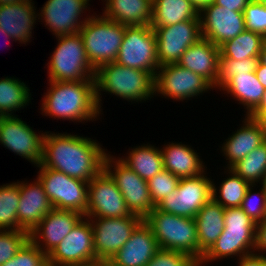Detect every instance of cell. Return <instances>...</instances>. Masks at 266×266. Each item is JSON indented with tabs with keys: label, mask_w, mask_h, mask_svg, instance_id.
<instances>
[{
	"label": "cell",
	"mask_w": 266,
	"mask_h": 266,
	"mask_svg": "<svg viewBox=\"0 0 266 266\" xmlns=\"http://www.w3.org/2000/svg\"><path fill=\"white\" fill-rule=\"evenodd\" d=\"M108 150L88 136L45 131L40 165L90 182L104 169Z\"/></svg>",
	"instance_id": "6da1fadb"
},
{
	"label": "cell",
	"mask_w": 266,
	"mask_h": 266,
	"mask_svg": "<svg viewBox=\"0 0 266 266\" xmlns=\"http://www.w3.org/2000/svg\"><path fill=\"white\" fill-rule=\"evenodd\" d=\"M47 82L49 87L42 95L39 109L42 116L74 124L102 119L96 102L95 80Z\"/></svg>",
	"instance_id": "7a4b0ae2"
},
{
	"label": "cell",
	"mask_w": 266,
	"mask_h": 266,
	"mask_svg": "<svg viewBox=\"0 0 266 266\" xmlns=\"http://www.w3.org/2000/svg\"><path fill=\"white\" fill-rule=\"evenodd\" d=\"M154 84L155 77L148 71L121 66L116 62L104 64L95 71L96 102L99 110L103 114V94L114 95L115 98L131 104L145 103L146 100L149 102L154 98Z\"/></svg>",
	"instance_id": "3957f363"
},
{
	"label": "cell",
	"mask_w": 266,
	"mask_h": 266,
	"mask_svg": "<svg viewBox=\"0 0 266 266\" xmlns=\"http://www.w3.org/2000/svg\"><path fill=\"white\" fill-rule=\"evenodd\" d=\"M255 234L256 223L240 207L225 208L224 230L203 255L199 266H209L214 261L223 262L230 258L238 260L242 256L253 253Z\"/></svg>",
	"instance_id": "277c9868"
},
{
	"label": "cell",
	"mask_w": 266,
	"mask_h": 266,
	"mask_svg": "<svg viewBox=\"0 0 266 266\" xmlns=\"http://www.w3.org/2000/svg\"><path fill=\"white\" fill-rule=\"evenodd\" d=\"M57 44L46 63L47 81L81 82L95 80V69L91 66L83 45L81 34L55 37Z\"/></svg>",
	"instance_id": "5b68a950"
},
{
	"label": "cell",
	"mask_w": 266,
	"mask_h": 266,
	"mask_svg": "<svg viewBox=\"0 0 266 266\" xmlns=\"http://www.w3.org/2000/svg\"><path fill=\"white\" fill-rule=\"evenodd\" d=\"M159 249L186 253L199 262V240L194 218L155 209L144 219Z\"/></svg>",
	"instance_id": "8992f818"
},
{
	"label": "cell",
	"mask_w": 266,
	"mask_h": 266,
	"mask_svg": "<svg viewBox=\"0 0 266 266\" xmlns=\"http://www.w3.org/2000/svg\"><path fill=\"white\" fill-rule=\"evenodd\" d=\"M93 12L83 24L79 33L91 66L115 62L125 33L126 26L106 18L102 13Z\"/></svg>",
	"instance_id": "52a82bcc"
},
{
	"label": "cell",
	"mask_w": 266,
	"mask_h": 266,
	"mask_svg": "<svg viewBox=\"0 0 266 266\" xmlns=\"http://www.w3.org/2000/svg\"><path fill=\"white\" fill-rule=\"evenodd\" d=\"M211 90L214 88L205 78L177 63L160 66L155 76L154 96L173 102L199 99Z\"/></svg>",
	"instance_id": "ba28073f"
},
{
	"label": "cell",
	"mask_w": 266,
	"mask_h": 266,
	"mask_svg": "<svg viewBox=\"0 0 266 266\" xmlns=\"http://www.w3.org/2000/svg\"><path fill=\"white\" fill-rule=\"evenodd\" d=\"M37 177L43 185L52 206L55 209L76 211L85 216L87 208L89 182L70 176L40 164L35 167Z\"/></svg>",
	"instance_id": "9c48e42d"
},
{
	"label": "cell",
	"mask_w": 266,
	"mask_h": 266,
	"mask_svg": "<svg viewBox=\"0 0 266 266\" xmlns=\"http://www.w3.org/2000/svg\"><path fill=\"white\" fill-rule=\"evenodd\" d=\"M110 153L108 152L105 156L104 170L115 181L131 214H135L144 220L155 209L148 182L139 177L117 156Z\"/></svg>",
	"instance_id": "30bf717a"
},
{
	"label": "cell",
	"mask_w": 266,
	"mask_h": 266,
	"mask_svg": "<svg viewBox=\"0 0 266 266\" xmlns=\"http://www.w3.org/2000/svg\"><path fill=\"white\" fill-rule=\"evenodd\" d=\"M115 62L118 65L150 72L154 77L160 67L155 31L151 26H126Z\"/></svg>",
	"instance_id": "8fae6325"
},
{
	"label": "cell",
	"mask_w": 266,
	"mask_h": 266,
	"mask_svg": "<svg viewBox=\"0 0 266 266\" xmlns=\"http://www.w3.org/2000/svg\"><path fill=\"white\" fill-rule=\"evenodd\" d=\"M207 171L201 176L181 178L177 189L155 207L165 213L194 218L212 199V177Z\"/></svg>",
	"instance_id": "7c38bea8"
},
{
	"label": "cell",
	"mask_w": 266,
	"mask_h": 266,
	"mask_svg": "<svg viewBox=\"0 0 266 266\" xmlns=\"http://www.w3.org/2000/svg\"><path fill=\"white\" fill-rule=\"evenodd\" d=\"M90 2L91 0H47L38 10V22H42L54 37L76 34L92 14Z\"/></svg>",
	"instance_id": "4fadbf2b"
},
{
	"label": "cell",
	"mask_w": 266,
	"mask_h": 266,
	"mask_svg": "<svg viewBox=\"0 0 266 266\" xmlns=\"http://www.w3.org/2000/svg\"><path fill=\"white\" fill-rule=\"evenodd\" d=\"M44 135L45 131L37 132L17 114L3 116L0 121V145L34 167L42 161Z\"/></svg>",
	"instance_id": "5bb4252c"
},
{
	"label": "cell",
	"mask_w": 266,
	"mask_h": 266,
	"mask_svg": "<svg viewBox=\"0 0 266 266\" xmlns=\"http://www.w3.org/2000/svg\"><path fill=\"white\" fill-rule=\"evenodd\" d=\"M96 260L109 261L130 238L143 219L135 214L116 218H89Z\"/></svg>",
	"instance_id": "9a60e30c"
},
{
	"label": "cell",
	"mask_w": 266,
	"mask_h": 266,
	"mask_svg": "<svg viewBox=\"0 0 266 266\" xmlns=\"http://www.w3.org/2000/svg\"><path fill=\"white\" fill-rule=\"evenodd\" d=\"M96 261L92 224L82 217L62 241L48 254L50 266H72Z\"/></svg>",
	"instance_id": "2e32d148"
},
{
	"label": "cell",
	"mask_w": 266,
	"mask_h": 266,
	"mask_svg": "<svg viewBox=\"0 0 266 266\" xmlns=\"http://www.w3.org/2000/svg\"><path fill=\"white\" fill-rule=\"evenodd\" d=\"M152 28L155 31L160 66L178 63L187 48L202 38L200 18Z\"/></svg>",
	"instance_id": "e0dca14e"
},
{
	"label": "cell",
	"mask_w": 266,
	"mask_h": 266,
	"mask_svg": "<svg viewBox=\"0 0 266 266\" xmlns=\"http://www.w3.org/2000/svg\"><path fill=\"white\" fill-rule=\"evenodd\" d=\"M131 212L115 181L103 169L88 184L87 218H116L130 216Z\"/></svg>",
	"instance_id": "ac0fdd59"
},
{
	"label": "cell",
	"mask_w": 266,
	"mask_h": 266,
	"mask_svg": "<svg viewBox=\"0 0 266 266\" xmlns=\"http://www.w3.org/2000/svg\"><path fill=\"white\" fill-rule=\"evenodd\" d=\"M199 16L202 38L218 47L245 30L243 12L232 11L214 3L205 8Z\"/></svg>",
	"instance_id": "d6986e66"
},
{
	"label": "cell",
	"mask_w": 266,
	"mask_h": 266,
	"mask_svg": "<svg viewBox=\"0 0 266 266\" xmlns=\"http://www.w3.org/2000/svg\"><path fill=\"white\" fill-rule=\"evenodd\" d=\"M242 116L243 120L238 129L229 134L223 143L220 142L221 145L217 148L222 153L220 155L226 159L223 168H231L266 141L259 121L249 115Z\"/></svg>",
	"instance_id": "ffe728a7"
},
{
	"label": "cell",
	"mask_w": 266,
	"mask_h": 266,
	"mask_svg": "<svg viewBox=\"0 0 266 266\" xmlns=\"http://www.w3.org/2000/svg\"><path fill=\"white\" fill-rule=\"evenodd\" d=\"M82 217L76 211L53 208L31 230L29 239L48 255Z\"/></svg>",
	"instance_id": "44dd1931"
},
{
	"label": "cell",
	"mask_w": 266,
	"mask_h": 266,
	"mask_svg": "<svg viewBox=\"0 0 266 266\" xmlns=\"http://www.w3.org/2000/svg\"><path fill=\"white\" fill-rule=\"evenodd\" d=\"M19 193L18 223L23 230L30 233L54 207L37 177L33 181H19Z\"/></svg>",
	"instance_id": "7402d4cb"
},
{
	"label": "cell",
	"mask_w": 266,
	"mask_h": 266,
	"mask_svg": "<svg viewBox=\"0 0 266 266\" xmlns=\"http://www.w3.org/2000/svg\"><path fill=\"white\" fill-rule=\"evenodd\" d=\"M34 4L33 0H24L17 4L0 5V28L15 42L25 46L35 38L32 33L38 22V10Z\"/></svg>",
	"instance_id": "603a6c76"
},
{
	"label": "cell",
	"mask_w": 266,
	"mask_h": 266,
	"mask_svg": "<svg viewBox=\"0 0 266 266\" xmlns=\"http://www.w3.org/2000/svg\"><path fill=\"white\" fill-rule=\"evenodd\" d=\"M158 250L156 238L143 220L108 263L112 266H145Z\"/></svg>",
	"instance_id": "cb8c5ba5"
},
{
	"label": "cell",
	"mask_w": 266,
	"mask_h": 266,
	"mask_svg": "<svg viewBox=\"0 0 266 266\" xmlns=\"http://www.w3.org/2000/svg\"><path fill=\"white\" fill-rule=\"evenodd\" d=\"M162 146L160 149L162 152L164 169L170 171L178 178L201 176L208 170L202 159V155L197 152L192 145L179 141H171L166 142Z\"/></svg>",
	"instance_id": "d4e9b609"
},
{
	"label": "cell",
	"mask_w": 266,
	"mask_h": 266,
	"mask_svg": "<svg viewBox=\"0 0 266 266\" xmlns=\"http://www.w3.org/2000/svg\"><path fill=\"white\" fill-rule=\"evenodd\" d=\"M219 56L220 47L209 40L201 38L197 43L187 48L177 64L195 74L201 75L216 91Z\"/></svg>",
	"instance_id": "484cf974"
},
{
	"label": "cell",
	"mask_w": 266,
	"mask_h": 266,
	"mask_svg": "<svg viewBox=\"0 0 266 266\" xmlns=\"http://www.w3.org/2000/svg\"><path fill=\"white\" fill-rule=\"evenodd\" d=\"M218 92L232 97L245 110L243 115H251L262 103L265 88L257 79L255 72L232 77Z\"/></svg>",
	"instance_id": "4316f807"
},
{
	"label": "cell",
	"mask_w": 266,
	"mask_h": 266,
	"mask_svg": "<svg viewBox=\"0 0 266 266\" xmlns=\"http://www.w3.org/2000/svg\"><path fill=\"white\" fill-rule=\"evenodd\" d=\"M102 13L106 18L125 26H150L152 20L151 0H101ZM105 2V3H104Z\"/></svg>",
	"instance_id": "83f0119b"
},
{
	"label": "cell",
	"mask_w": 266,
	"mask_h": 266,
	"mask_svg": "<svg viewBox=\"0 0 266 266\" xmlns=\"http://www.w3.org/2000/svg\"><path fill=\"white\" fill-rule=\"evenodd\" d=\"M224 212L225 208L211 199L194 217L199 240V262L223 232Z\"/></svg>",
	"instance_id": "f1b7e54d"
},
{
	"label": "cell",
	"mask_w": 266,
	"mask_h": 266,
	"mask_svg": "<svg viewBox=\"0 0 266 266\" xmlns=\"http://www.w3.org/2000/svg\"><path fill=\"white\" fill-rule=\"evenodd\" d=\"M118 158L147 182L164 169L161 149L149 142L129 148Z\"/></svg>",
	"instance_id": "f546056e"
},
{
	"label": "cell",
	"mask_w": 266,
	"mask_h": 266,
	"mask_svg": "<svg viewBox=\"0 0 266 266\" xmlns=\"http://www.w3.org/2000/svg\"><path fill=\"white\" fill-rule=\"evenodd\" d=\"M151 27H165L200 18L189 0H154Z\"/></svg>",
	"instance_id": "4dcf8cb0"
},
{
	"label": "cell",
	"mask_w": 266,
	"mask_h": 266,
	"mask_svg": "<svg viewBox=\"0 0 266 266\" xmlns=\"http://www.w3.org/2000/svg\"><path fill=\"white\" fill-rule=\"evenodd\" d=\"M24 80L14 76L0 78V113L3 116L15 115L16 111L27 108L32 102V92Z\"/></svg>",
	"instance_id": "1f68e13d"
},
{
	"label": "cell",
	"mask_w": 266,
	"mask_h": 266,
	"mask_svg": "<svg viewBox=\"0 0 266 266\" xmlns=\"http://www.w3.org/2000/svg\"><path fill=\"white\" fill-rule=\"evenodd\" d=\"M222 174L227 175L222 178L221 182L219 180L216 184L212 179V199L224 208L241 207L244 196L251 184L230 168H224Z\"/></svg>",
	"instance_id": "d6a6232c"
},
{
	"label": "cell",
	"mask_w": 266,
	"mask_h": 266,
	"mask_svg": "<svg viewBox=\"0 0 266 266\" xmlns=\"http://www.w3.org/2000/svg\"><path fill=\"white\" fill-rule=\"evenodd\" d=\"M265 41L266 38L262 34L245 29L234 39L228 40L220 46V56L239 61L260 57Z\"/></svg>",
	"instance_id": "836d02e7"
},
{
	"label": "cell",
	"mask_w": 266,
	"mask_h": 266,
	"mask_svg": "<svg viewBox=\"0 0 266 266\" xmlns=\"http://www.w3.org/2000/svg\"><path fill=\"white\" fill-rule=\"evenodd\" d=\"M19 180L0 185V230H23L18 223Z\"/></svg>",
	"instance_id": "e575fe53"
},
{
	"label": "cell",
	"mask_w": 266,
	"mask_h": 266,
	"mask_svg": "<svg viewBox=\"0 0 266 266\" xmlns=\"http://www.w3.org/2000/svg\"><path fill=\"white\" fill-rule=\"evenodd\" d=\"M230 169L251 185L261 184L266 173V141Z\"/></svg>",
	"instance_id": "d590c367"
},
{
	"label": "cell",
	"mask_w": 266,
	"mask_h": 266,
	"mask_svg": "<svg viewBox=\"0 0 266 266\" xmlns=\"http://www.w3.org/2000/svg\"><path fill=\"white\" fill-rule=\"evenodd\" d=\"M259 57H251L242 61L228 58H218V76L216 80V92L219 91L232 77L255 72Z\"/></svg>",
	"instance_id": "8d00e7d4"
},
{
	"label": "cell",
	"mask_w": 266,
	"mask_h": 266,
	"mask_svg": "<svg viewBox=\"0 0 266 266\" xmlns=\"http://www.w3.org/2000/svg\"><path fill=\"white\" fill-rule=\"evenodd\" d=\"M240 208L256 224L266 219V193L260 184L249 186Z\"/></svg>",
	"instance_id": "74e56055"
},
{
	"label": "cell",
	"mask_w": 266,
	"mask_h": 266,
	"mask_svg": "<svg viewBox=\"0 0 266 266\" xmlns=\"http://www.w3.org/2000/svg\"><path fill=\"white\" fill-rule=\"evenodd\" d=\"M0 266H49L48 255L28 239L12 259Z\"/></svg>",
	"instance_id": "f35d334b"
},
{
	"label": "cell",
	"mask_w": 266,
	"mask_h": 266,
	"mask_svg": "<svg viewBox=\"0 0 266 266\" xmlns=\"http://www.w3.org/2000/svg\"><path fill=\"white\" fill-rule=\"evenodd\" d=\"M180 178L170 171L163 169L148 181V188L154 206L161 202L166 195L177 189Z\"/></svg>",
	"instance_id": "ab89813d"
},
{
	"label": "cell",
	"mask_w": 266,
	"mask_h": 266,
	"mask_svg": "<svg viewBox=\"0 0 266 266\" xmlns=\"http://www.w3.org/2000/svg\"><path fill=\"white\" fill-rule=\"evenodd\" d=\"M28 239L25 230H0V265L12 259Z\"/></svg>",
	"instance_id": "60d3db41"
},
{
	"label": "cell",
	"mask_w": 266,
	"mask_h": 266,
	"mask_svg": "<svg viewBox=\"0 0 266 266\" xmlns=\"http://www.w3.org/2000/svg\"><path fill=\"white\" fill-rule=\"evenodd\" d=\"M243 14L245 29L262 34L266 38V6L252 0L244 8Z\"/></svg>",
	"instance_id": "b9f144b4"
},
{
	"label": "cell",
	"mask_w": 266,
	"mask_h": 266,
	"mask_svg": "<svg viewBox=\"0 0 266 266\" xmlns=\"http://www.w3.org/2000/svg\"><path fill=\"white\" fill-rule=\"evenodd\" d=\"M145 266H199V262L183 252L159 249Z\"/></svg>",
	"instance_id": "7bdbcfd3"
},
{
	"label": "cell",
	"mask_w": 266,
	"mask_h": 266,
	"mask_svg": "<svg viewBox=\"0 0 266 266\" xmlns=\"http://www.w3.org/2000/svg\"><path fill=\"white\" fill-rule=\"evenodd\" d=\"M254 253L266 256V219L256 224Z\"/></svg>",
	"instance_id": "ee69618b"
},
{
	"label": "cell",
	"mask_w": 266,
	"mask_h": 266,
	"mask_svg": "<svg viewBox=\"0 0 266 266\" xmlns=\"http://www.w3.org/2000/svg\"><path fill=\"white\" fill-rule=\"evenodd\" d=\"M236 266H266V256L250 253L236 260Z\"/></svg>",
	"instance_id": "f6af8a7d"
},
{
	"label": "cell",
	"mask_w": 266,
	"mask_h": 266,
	"mask_svg": "<svg viewBox=\"0 0 266 266\" xmlns=\"http://www.w3.org/2000/svg\"><path fill=\"white\" fill-rule=\"evenodd\" d=\"M252 0H214V4L226 7L236 12H243L247 4Z\"/></svg>",
	"instance_id": "bcb514c9"
},
{
	"label": "cell",
	"mask_w": 266,
	"mask_h": 266,
	"mask_svg": "<svg viewBox=\"0 0 266 266\" xmlns=\"http://www.w3.org/2000/svg\"><path fill=\"white\" fill-rule=\"evenodd\" d=\"M255 74L259 82L266 89V65L259 61L255 69Z\"/></svg>",
	"instance_id": "7dc6e473"
},
{
	"label": "cell",
	"mask_w": 266,
	"mask_h": 266,
	"mask_svg": "<svg viewBox=\"0 0 266 266\" xmlns=\"http://www.w3.org/2000/svg\"><path fill=\"white\" fill-rule=\"evenodd\" d=\"M195 10L200 14L205 8L214 3V0H189Z\"/></svg>",
	"instance_id": "c3c4849f"
},
{
	"label": "cell",
	"mask_w": 266,
	"mask_h": 266,
	"mask_svg": "<svg viewBox=\"0 0 266 266\" xmlns=\"http://www.w3.org/2000/svg\"><path fill=\"white\" fill-rule=\"evenodd\" d=\"M257 114H266V89L261 105L250 116L255 117Z\"/></svg>",
	"instance_id": "681fc988"
},
{
	"label": "cell",
	"mask_w": 266,
	"mask_h": 266,
	"mask_svg": "<svg viewBox=\"0 0 266 266\" xmlns=\"http://www.w3.org/2000/svg\"><path fill=\"white\" fill-rule=\"evenodd\" d=\"M255 118L259 121L262 126L264 137L266 140V114H257Z\"/></svg>",
	"instance_id": "f907efd6"
},
{
	"label": "cell",
	"mask_w": 266,
	"mask_h": 266,
	"mask_svg": "<svg viewBox=\"0 0 266 266\" xmlns=\"http://www.w3.org/2000/svg\"><path fill=\"white\" fill-rule=\"evenodd\" d=\"M72 266H104V261L103 260H96L90 263H85V264H78V265H72Z\"/></svg>",
	"instance_id": "816d5d0a"
},
{
	"label": "cell",
	"mask_w": 266,
	"mask_h": 266,
	"mask_svg": "<svg viewBox=\"0 0 266 266\" xmlns=\"http://www.w3.org/2000/svg\"><path fill=\"white\" fill-rule=\"evenodd\" d=\"M259 61L266 65V41L264 42L262 51L260 53Z\"/></svg>",
	"instance_id": "f5cc1de1"
},
{
	"label": "cell",
	"mask_w": 266,
	"mask_h": 266,
	"mask_svg": "<svg viewBox=\"0 0 266 266\" xmlns=\"http://www.w3.org/2000/svg\"><path fill=\"white\" fill-rule=\"evenodd\" d=\"M0 35H2L3 37H5V40H7L6 42L8 43V44H6V45H8V47H9V44L11 43V41H12V42L15 41L14 39H12V38L10 37L9 34L6 33L5 30H2L1 28H0Z\"/></svg>",
	"instance_id": "db71d44e"
},
{
	"label": "cell",
	"mask_w": 266,
	"mask_h": 266,
	"mask_svg": "<svg viewBox=\"0 0 266 266\" xmlns=\"http://www.w3.org/2000/svg\"><path fill=\"white\" fill-rule=\"evenodd\" d=\"M24 0H0V5H7V4H17Z\"/></svg>",
	"instance_id": "11a10c76"
},
{
	"label": "cell",
	"mask_w": 266,
	"mask_h": 266,
	"mask_svg": "<svg viewBox=\"0 0 266 266\" xmlns=\"http://www.w3.org/2000/svg\"><path fill=\"white\" fill-rule=\"evenodd\" d=\"M260 185L263 187L264 192L266 193V173Z\"/></svg>",
	"instance_id": "9f6ffc18"
},
{
	"label": "cell",
	"mask_w": 266,
	"mask_h": 266,
	"mask_svg": "<svg viewBox=\"0 0 266 266\" xmlns=\"http://www.w3.org/2000/svg\"><path fill=\"white\" fill-rule=\"evenodd\" d=\"M257 1L266 6V0H257Z\"/></svg>",
	"instance_id": "6f0895ef"
},
{
	"label": "cell",
	"mask_w": 266,
	"mask_h": 266,
	"mask_svg": "<svg viewBox=\"0 0 266 266\" xmlns=\"http://www.w3.org/2000/svg\"><path fill=\"white\" fill-rule=\"evenodd\" d=\"M104 266H112L108 263V261H104Z\"/></svg>",
	"instance_id": "680465c9"
}]
</instances>
